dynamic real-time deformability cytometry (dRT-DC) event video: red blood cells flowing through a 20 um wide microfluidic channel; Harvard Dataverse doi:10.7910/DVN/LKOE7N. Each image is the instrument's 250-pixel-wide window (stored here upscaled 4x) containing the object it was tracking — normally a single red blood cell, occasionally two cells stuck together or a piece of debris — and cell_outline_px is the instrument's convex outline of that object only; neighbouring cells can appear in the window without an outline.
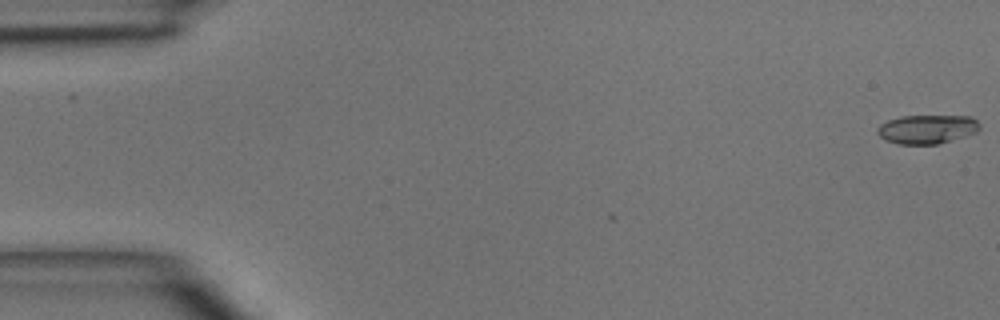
{"species": "common noctule bat (a hibernating species)", "species_latin": "Nyctalus noctula", "temperature_condition": "room temperature", "stored_images_in_passage": 6, "camera_frame_rate_fps": 3000, "um_per_image_px": 0.085, "animal": {"sex": "male", "body_mass_g": 15.6}, "frame": {"image": 1, "passage_image": 1, "time_ms": 0.0, "image_size_px": [1000, 320], "cell_outline_px": [[980, 128], [976, 132], [936, 144], [900, 144], [888, 140], [880, 136], [876, 132], [876, 128], [880, 124], [888, 120], [900, 116], [972, 116], [980, 124]], "centroid_in_image_um": [78.78, 10.96], "position_along_channel_um": 6.2, "area_um2": 17.05}}